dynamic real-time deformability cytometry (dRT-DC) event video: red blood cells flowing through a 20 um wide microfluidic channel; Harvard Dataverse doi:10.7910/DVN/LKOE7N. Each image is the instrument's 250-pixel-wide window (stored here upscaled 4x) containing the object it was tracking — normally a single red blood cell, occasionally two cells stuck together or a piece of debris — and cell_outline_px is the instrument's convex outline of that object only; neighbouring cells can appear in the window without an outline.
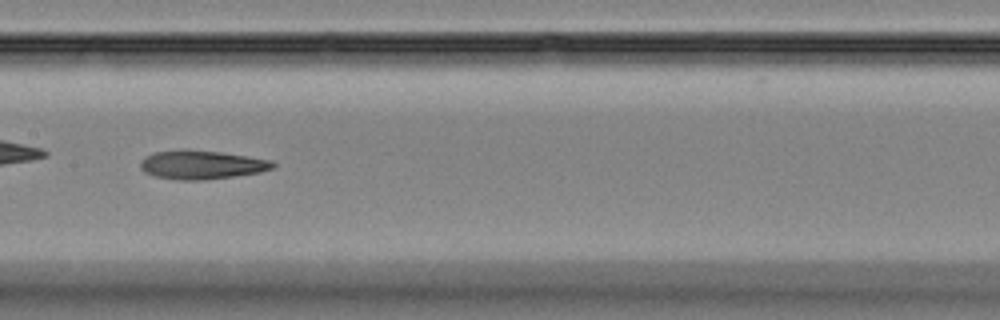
{"species": "Egyptian fruit bat (a non-hibernating species)", "species_latin": "Rousettus aegyptiacus", "temperature_condition": "room temperature", "stored_images_in_passage": 36, "camera_frame_rate_fps": 3000, "um_per_image_px": 0.085, "animal": {"sex": "female"}, "frame": {"image": 1, "passage_image": 11, "time_ms": 3.333, "image_size_px": [1000, 320], "cell_outline_px": [[276, 164], [272, 168], [260, 172], [236, 176], [204, 180], [176, 180], [156, 176], [144, 172], [140, 168], [140, 160], [144, 156], [156, 152], [220, 152], [272, 160]], "centroid_in_image_um": [17.15, 14.05], "position_along_channel_um": 190.2, "area_um2": 21.5}}
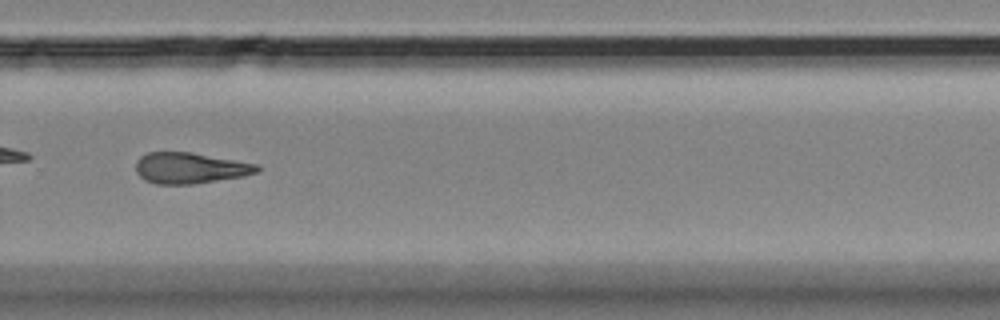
{"frame": {"image": 2, "passage_image": 21, "time_ms": 6.667, "image_size_px": [1000, 320], "cell_outline_px": [[260, 168], [256, 172], [244, 176], [192, 184], [156, 184], [144, 180], [136, 172], [136, 160], [140, 156], [148, 152], [192, 152], [260, 164]], "centroid_in_image_um": [16.15, 14.27], "position_along_channel_um": 313.6, "area_um2": 22.02}}